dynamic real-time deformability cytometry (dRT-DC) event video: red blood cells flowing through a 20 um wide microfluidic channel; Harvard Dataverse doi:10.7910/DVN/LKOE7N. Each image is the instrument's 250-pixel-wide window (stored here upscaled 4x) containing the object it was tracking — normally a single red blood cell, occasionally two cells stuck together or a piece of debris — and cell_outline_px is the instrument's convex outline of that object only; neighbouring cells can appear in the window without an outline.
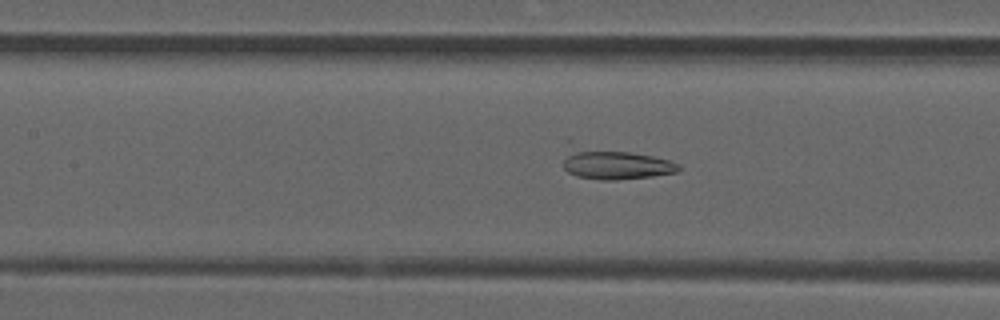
{"species": "common noctule bat (a hibernating species)", "species_latin": "Nyctalus noctula", "temperature_condition": "room temperature", "stored_images_in_passage": 44, "camera_frame_rate_fps": 3000, "um_per_image_px": 0.085, "animal": {"sex": "male", "forearm_length_mm": 52.5}, "frame": {"image": 1, "passage_image": 15, "time_ms": 4.667, "image_size_px": [1000, 320], "cell_outline_px": [[680, 168], [676, 172], [652, 176], [616, 180], [600, 180], [576, 176], [568, 172], [564, 168], [564, 160], [576, 148], [628, 152], [652, 156], [672, 160], [680, 164]], "centroid_in_image_um": [52.39, 14.01], "position_along_channel_um": 155.0, "area_um2": 19.42}}
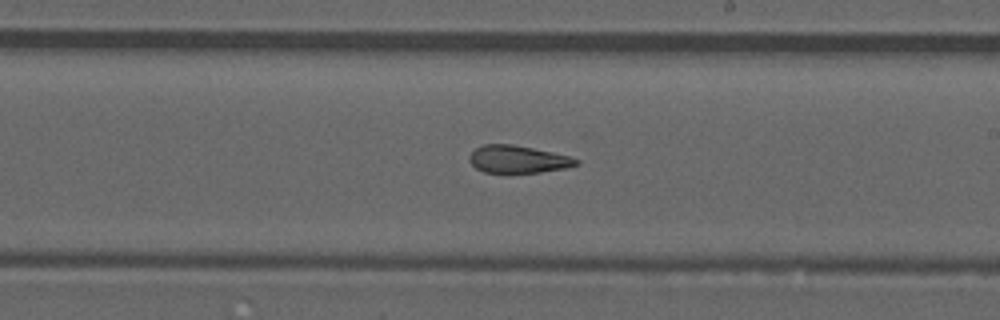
{"frame": {"image": 2, "passage_image": 22, "time_ms": 7.0, "image_size_px": [1000, 320], "cell_outline_px": [[580, 164], [564, 168], [540, 172], [484, 172], [476, 168], [468, 160], [468, 156], [476, 148], [484, 144], [512, 144], [552, 152], [568, 156], [580, 160]], "centroid_in_image_um": [44.01, 13.53], "position_along_channel_um": 245.0, "area_um2": 16.94}}
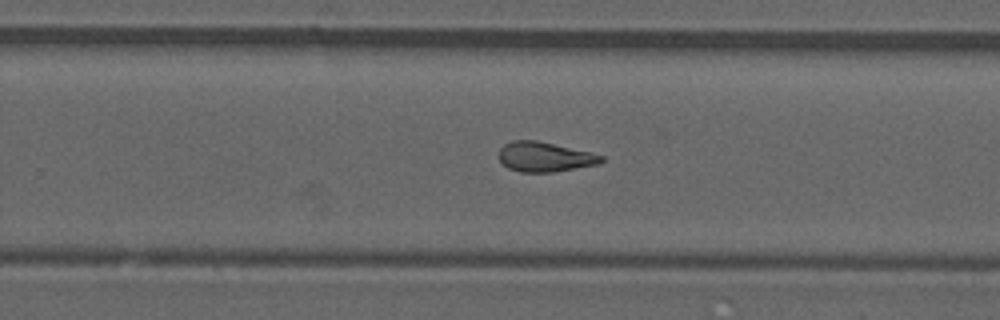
{"frame": {"image": 3, "passage_image": 25, "time_ms": 8.0, "image_size_px": [1000, 320], "cell_outline_px": [[604, 160], [600, 164], [552, 172], [520, 172], [508, 168], [496, 156], [500, 148], [504, 144], [512, 140], [536, 140], [592, 152], [604, 156]], "centroid_in_image_um": [46.29, 13.33], "position_along_channel_um": 283.5, "area_um2": 17.98}, "authors_computed_cell_mechanics": {"area_um2": 18.2648, "velocity_mm_per_s": 3.8732, "shape_relaxation_time_tau1_ms": null, "shape_relaxation_time_tau2_ms": 3.1643, "deformation_change_tau1": null, "deformation_change_tau2": 0.1153}}